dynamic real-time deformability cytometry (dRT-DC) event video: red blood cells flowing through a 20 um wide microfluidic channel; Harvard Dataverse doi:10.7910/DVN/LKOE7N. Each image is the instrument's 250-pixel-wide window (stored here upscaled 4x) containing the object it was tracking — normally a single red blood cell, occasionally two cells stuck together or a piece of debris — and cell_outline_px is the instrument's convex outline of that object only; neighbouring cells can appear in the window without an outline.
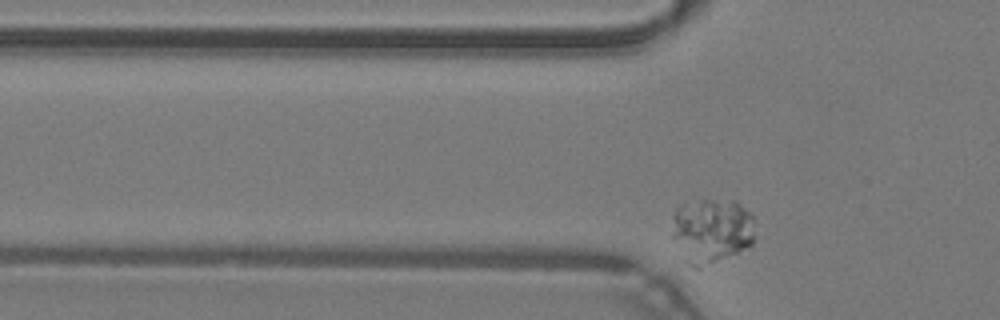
{"species": "common noctule bat (a hibernating species)", "species_latin": "Nyctalus noctula", "temperature_condition": "warm", "stored_images_in_passage": 38, "camera_frame_rate_fps": 3000, "um_per_image_px": 0.085, "animal": {"sex": "male", "body_mass_g": 19.2, "forearm_length_mm": 51.8}, "frame": {"image": 1, "passage_image": 2, "time_ms": 0.333, "image_size_px": [1000, 320], "cell_outline_px": [[752, 244], [736, 252], [700, 268], [692, 268], [688, 264], [672, 236], [676, 208], [680, 204], [704, 196], [736, 200], [752, 216]], "centroid_in_image_um": [60.45, 19.52], "position_along_channel_um": 65.3, "area_um2": 31.5}}
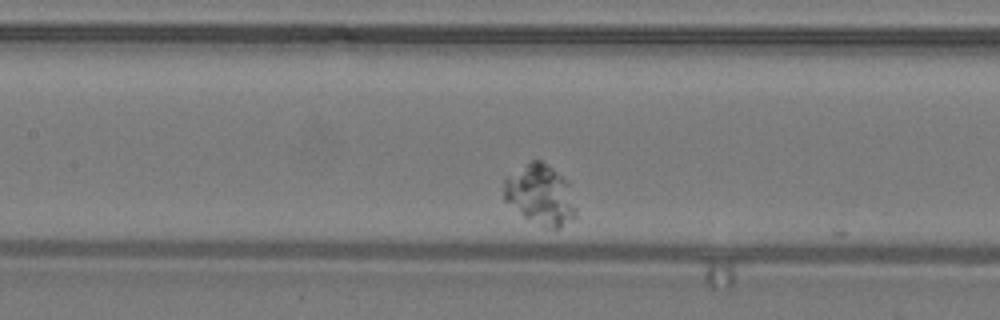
{"frame": {"image": 2, "passage_image": 10, "time_ms": 3.0, "image_size_px": [1000, 320], "cell_outline_px": [[576, 216], [572, 220], [560, 228], [552, 228], [524, 216], [504, 200], [504, 176], [532, 160], [540, 160], [552, 168], [568, 180], [576, 208]], "centroid_in_image_um": [45.93, 16.52], "position_along_channel_um": 161.5, "area_um2": 25.09}}
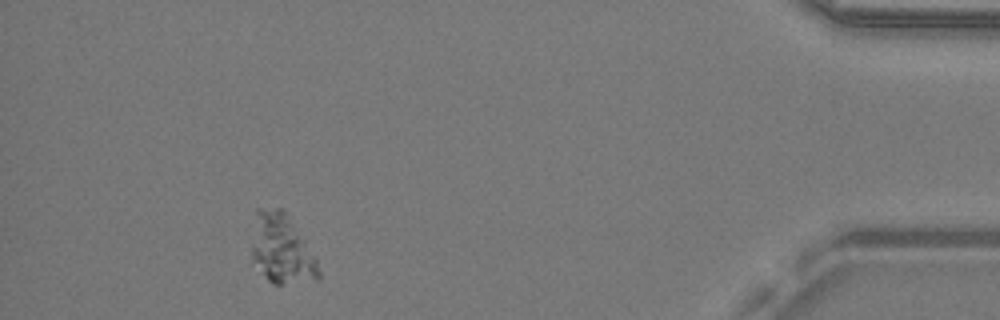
{"frame": {"image": 3, "passage_image": 34, "time_ms": 11.0, "image_size_px": [1000, 320], "cell_outline_px": [[320, 276], [316, 280], [280, 284], [272, 284], [264, 276], [252, 260], [252, 248], [256, 208], [284, 208], [304, 240], [316, 260], [320, 272]], "centroid_in_image_um": [23.93, 21.16], "position_along_channel_um": 411.3, "area_um2": 26.82}}